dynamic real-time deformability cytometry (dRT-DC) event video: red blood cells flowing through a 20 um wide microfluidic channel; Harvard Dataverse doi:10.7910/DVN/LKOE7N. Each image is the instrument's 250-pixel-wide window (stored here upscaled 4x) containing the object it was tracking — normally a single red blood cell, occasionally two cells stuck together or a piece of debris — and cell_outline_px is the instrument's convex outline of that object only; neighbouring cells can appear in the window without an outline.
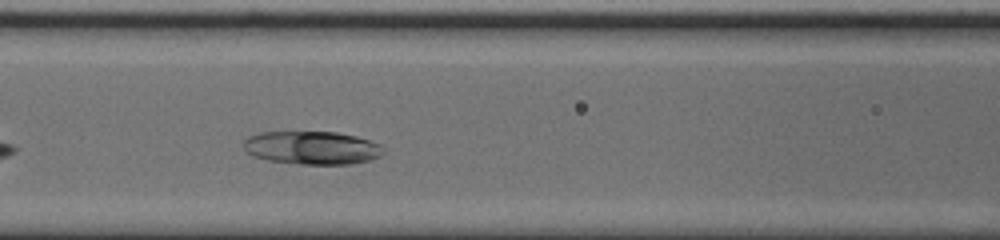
{"species": "common noctule bat (a hibernating species)", "species_latin": "Nyctalus noctula", "temperature_condition": "cold", "stored_images_in_passage": 41, "camera_frame_rate_fps": 3000, "um_per_image_px": 0.085, "animal": {"sex": "male", "body_mass_g": 20.0, "forearm_length_mm": 53.3}, "frame": {"image": 1, "passage_image": 10, "time_ms": 3.0, "image_size_px": [1000, 240], "cell_outline_px": [[384, 152], [380, 156], [368, 160], [352, 164], [300, 164], [268, 160], [252, 156], [244, 148], [244, 140], [248, 136], [260, 132], [336, 132], [356, 136], [380, 144], [384, 148]], "centroid_in_image_um": [26.52, 12.56], "position_along_channel_um": 140.1, "area_um2": 27.05}}
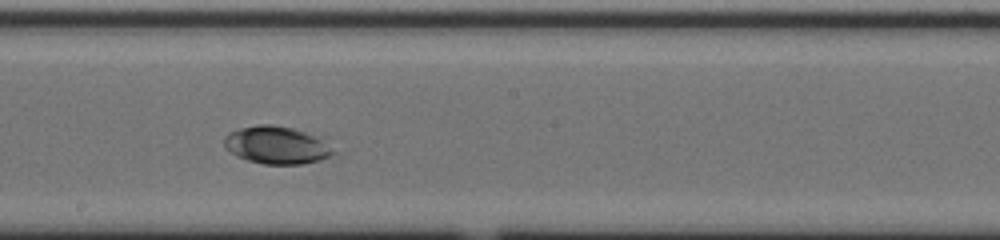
{"frame": {"image": 2, "passage_image": 17, "time_ms": 5.333, "image_size_px": [1000, 240], "cell_outline_px": [[340, 152], [332, 156], [320, 160], [300, 164], [264, 164], [248, 160], [236, 156], [224, 148], [224, 136], [228, 132], [240, 128], [256, 124], [272, 124], [292, 128], [332, 140]], "centroid_in_image_um": [23.63, 12.33], "position_along_channel_um": 224.6, "area_um2": 24.85}}
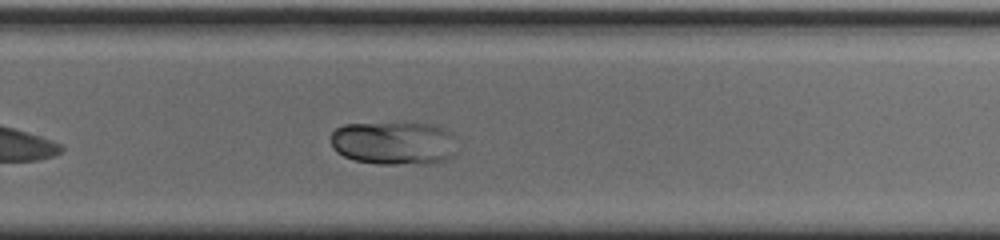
{"frame": {"image": 3, "passage_image": 23, "time_ms": 7.333, "image_size_px": [1000, 240], "cell_outline_px": [[456, 152], [452, 156], [444, 160], [432, 164], [376, 164], [356, 160], [344, 156], [336, 152], [332, 148], [332, 132], [336, 128], [344, 124], [428, 124], [444, 128], [452, 132], [456, 136]], "centroid_in_image_um": [33.53, 12.18], "position_along_channel_um": 296.3, "area_um2": 32.08}, "authors_computed_cell_mechanics": {"area_um2": 25.9522, "velocity_mm_per_s": 3.6303, "shape_relaxation_time_tau1_ms": 4.6992, "shape_relaxation_time_tau2_ms": null, "deformation_change_tau1": 0.2403, "deformation_change_tau2": null}}